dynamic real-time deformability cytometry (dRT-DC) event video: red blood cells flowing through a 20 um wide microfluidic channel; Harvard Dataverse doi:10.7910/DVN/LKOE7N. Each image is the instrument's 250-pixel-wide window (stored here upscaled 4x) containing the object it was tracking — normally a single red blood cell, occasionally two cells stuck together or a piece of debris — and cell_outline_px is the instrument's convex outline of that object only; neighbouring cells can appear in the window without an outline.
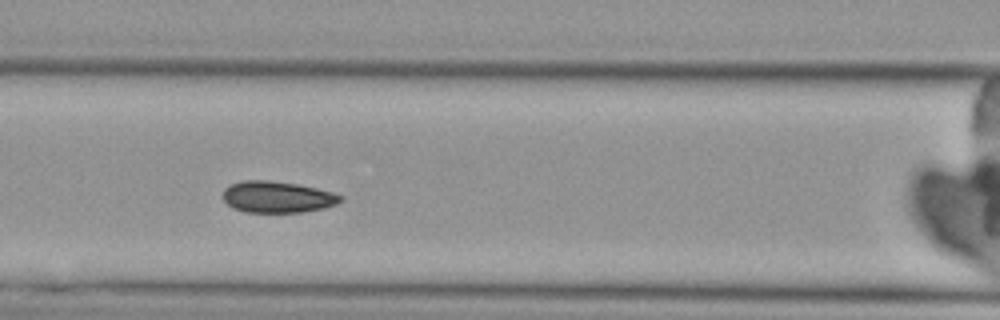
{"species": "Egyptian fruit bat (a non-hibernating species)", "species_latin": "Rousettus aegyptiacus", "temperature_condition": "cold", "stored_images_in_passage": 5, "camera_frame_rate_fps": 3000, "um_per_image_px": 0.085, "animal": {"sex": "female"}, "frame": {"image": 1, "passage_image": 3, "time_ms": 2.0, "image_size_px": [1000, 320], "cell_outline_px": [[344, 200], [336, 204], [324, 208], [304, 212], [244, 212], [232, 208], [224, 200], [224, 188], [228, 184], [244, 180], [268, 180], [296, 184], [316, 188], [332, 192], [344, 196]], "centroid_in_image_um": [23.58, 16.74], "position_along_channel_um": 143.0, "area_um2": 21.68}}
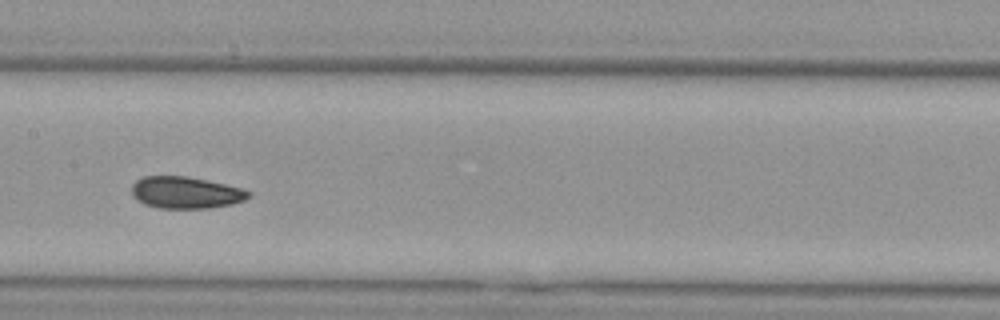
{"frame": {"image": 2, "passage_image": 4, "time_ms": 3.333, "image_size_px": [1000, 320], "cell_outline_px": [[252, 196], [244, 200], [232, 204], [212, 208], [156, 208], [144, 204], [136, 200], [132, 196], [132, 184], [136, 180], [144, 176], [184, 176], [224, 184], [240, 188], [252, 192]], "centroid_in_image_um": [15.77, 16.38], "position_along_channel_um": 191.6, "area_um2": 21.73}}